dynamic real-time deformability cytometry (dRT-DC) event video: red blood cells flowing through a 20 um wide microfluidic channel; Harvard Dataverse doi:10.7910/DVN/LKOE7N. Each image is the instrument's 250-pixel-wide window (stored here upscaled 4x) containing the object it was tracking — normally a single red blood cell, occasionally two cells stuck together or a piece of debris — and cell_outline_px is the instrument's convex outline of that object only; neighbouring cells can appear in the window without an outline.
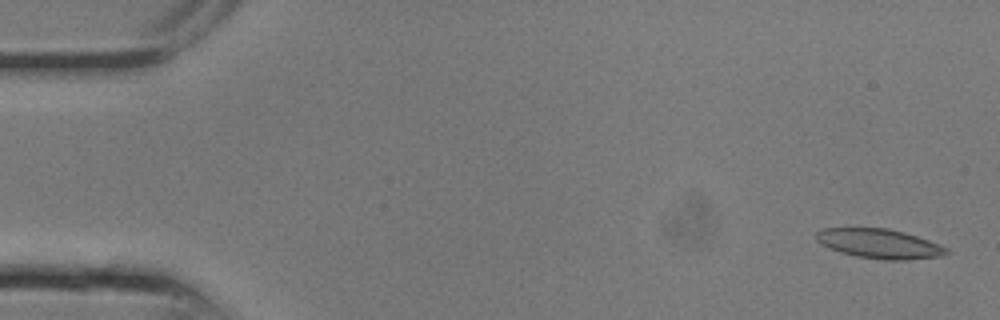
{"species": "common noctule bat (a hibernating species)", "species_latin": "Nyctalus noctula", "temperature_condition": "room temperature", "stored_images_in_passage": 13, "camera_frame_rate_fps": 3000, "um_per_image_px": 0.085, "animal": {"sex": "male", "body_mass_g": 13.3}, "frame": {"image": 1, "passage_image": 1, "time_ms": 0.0, "image_size_px": [1000, 320], "cell_outline_px": [[948, 252], [940, 256], [904, 260], [884, 260], [856, 256], [840, 252], [828, 248], [820, 244], [816, 240], [816, 232], [824, 228], [888, 228], [904, 232], [940, 244], [948, 248]], "centroid_in_image_um": [74.72, 20.71], "position_along_channel_um": 10.3, "area_um2": 22.37}}
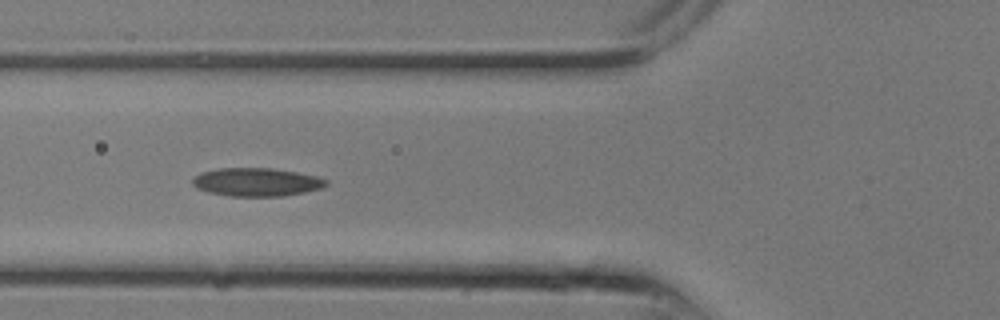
{"frame": {"image": 2, "passage_image": 9, "time_ms": 2.667, "image_size_px": [1000, 320], "cell_outline_px": [[328, 184], [320, 188], [304, 192], [284, 196], [228, 196], [208, 192], [196, 188], [192, 184], [192, 180], [200, 172], [220, 168], [272, 168], [296, 172], [316, 176], [328, 180]], "centroid_in_image_um": [21.79, 15.48], "position_along_channel_um": 104.0, "area_um2": 22.02}}
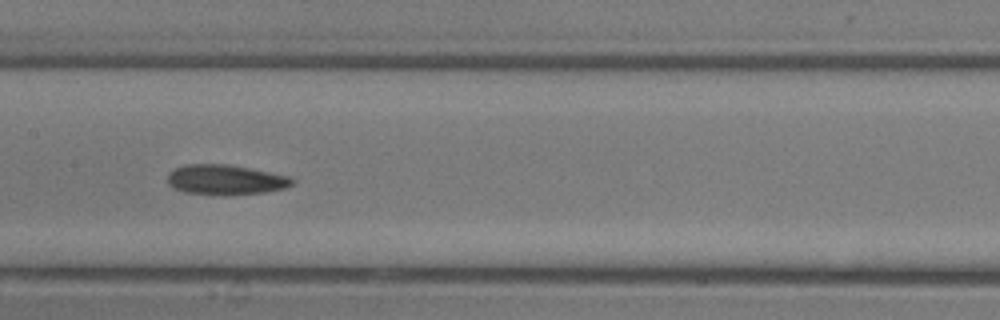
{"frame": {"image": 3, "passage_image": 12, "time_ms": 3.667, "image_size_px": [1000, 320], "cell_outline_px": [[296, 180], [292, 184], [284, 188], [264, 192], [228, 196], [224, 196], [184, 192], [172, 188], [168, 184], [168, 172], [184, 164], [228, 164], [292, 176]], "centroid_in_image_um": [19.17, 15.28], "position_along_channel_um": 188.2, "area_um2": 22.2}}